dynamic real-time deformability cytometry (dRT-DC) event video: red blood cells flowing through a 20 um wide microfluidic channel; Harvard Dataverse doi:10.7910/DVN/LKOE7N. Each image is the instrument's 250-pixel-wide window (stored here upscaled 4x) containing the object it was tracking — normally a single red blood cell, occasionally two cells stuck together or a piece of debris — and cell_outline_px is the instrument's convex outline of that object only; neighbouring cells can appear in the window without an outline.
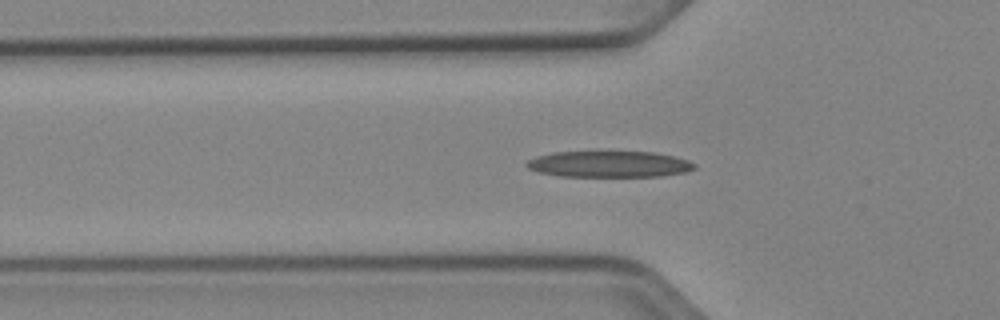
{"species": "Egyptian fruit bat (a non-hibernating species)", "species_latin": "Rousettus aegyptiacus", "temperature_condition": "cold", "stored_images_in_passage": 34, "camera_frame_rate_fps": 3000, "um_per_image_px": 0.085, "animal": {"sex": "female"}, "frame": {"image": 1, "passage_image": 2, "time_ms": 0.333, "image_size_px": [1000, 320], "cell_outline_px": [[696, 168], [684, 172], [664, 176], [560, 176], [536, 172], [528, 168], [524, 164], [528, 160], [536, 156], [552, 152], [652, 152], [672, 156], [688, 160], [696, 164]], "centroid_in_image_um": [51.74, 13.95], "position_along_channel_um": 74.1, "area_um2": 25.61}}
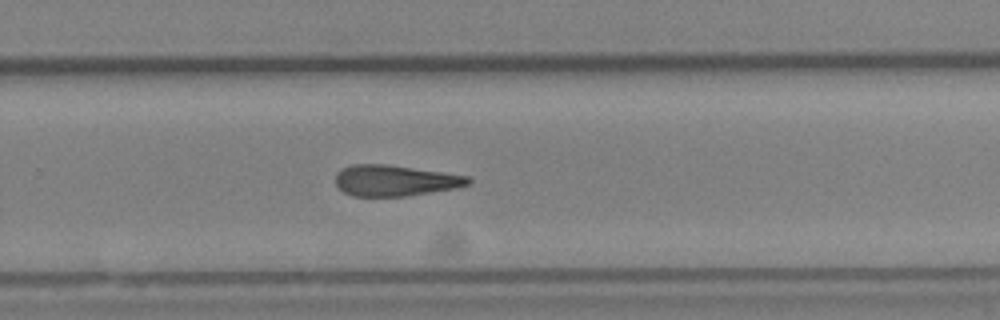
{"frame": {"image": 2, "passage_image": 19, "time_ms": 6.0, "image_size_px": [1000, 320], "cell_outline_px": [[472, 184], [456, 188], [404, 196], [352, 196], [344, 192], [336, 184], [336, 172], [352, 164], [388, 164], [468, 176], [472, 180]], "centroid_in_image_um": [33.58, 15.34], "position_along_channel_um": 296.2, "area_um2": 23.87}}
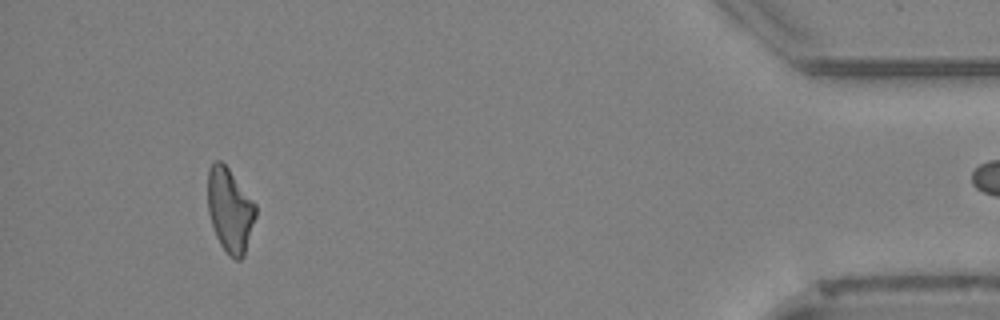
{"frame": {"image": 3, "passage_image": 33, "time_ms": 10.667, "image_size_px": [1000, 320], "cell_outline_px": [[256, 216], [244, 256], [240, 260], [236, 260], [228, 256], [220, 244], [216, 236], [208, 212], [208, 168], [216, 160], [220, 160], [228, 168], [256, 204]], "centroid_in_image_um": [19.54, 17.89], "position_along_channel_um": 415.7, "area_um2": 23.47}}